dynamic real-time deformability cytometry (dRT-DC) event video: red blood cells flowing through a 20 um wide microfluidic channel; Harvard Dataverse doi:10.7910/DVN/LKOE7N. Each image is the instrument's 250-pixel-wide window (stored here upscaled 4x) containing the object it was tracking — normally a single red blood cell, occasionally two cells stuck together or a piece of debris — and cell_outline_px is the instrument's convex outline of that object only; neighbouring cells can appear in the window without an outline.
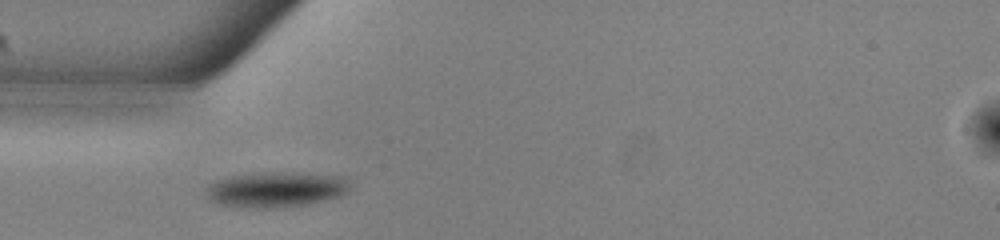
{"species": "common noctule bat (a hibernating species)", "species_latin": "Nyctalus noctula", "temperature_condition": "warm", "stored_images_in_passage": 6, "camera_frame_rate_fps": 3000, "um_per_image_px": 0.085, "animal": {"sex": "male", "body_mass_g": 13.0, "forearm_length_mm": 53.1}, "frame": {"image": 1, "passage_image": 1, "time_ms": 0.0, "image_size_px": [1000, 240], "cell_outline_px": [[352, 184], [348, 192], [344, 196], [308, 204], [276, 208], [236, 208], [220, 204], [208, 200], [204, 196], [204, 184], [212, 180], [224, 176], [248, 172], [292, 172], [344, 176], [352, 180]], "centroid_in_image_um": [23.38, 16.09], "position_along_channel_um": 61.6, "area_um2": 31.39}}
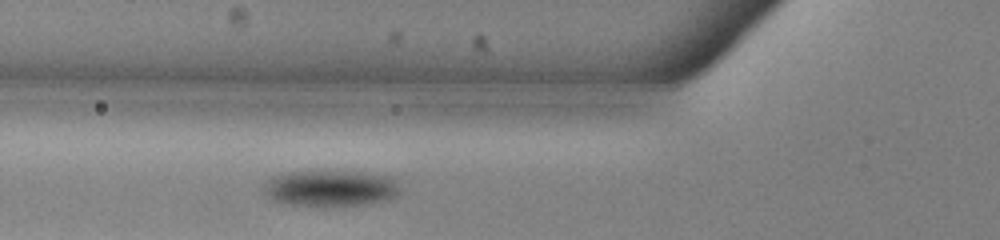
{"frame": {"image": 2, "passage_image": 4, "time_ms": 1.0, "image_size_px": [1000, 240], "cell_outline_px": [[432, 168], [400, 196], [380, 204], [344, 208], [316, 208], [280, 204], [268, 200], [260, 192], [260, 180], [264, 176], [272, 172], [292, 168]], "centroid_in_image_um": [28.74, 15.82], "position_along_channel_um": 97.1, "area_um2": 39.36}}